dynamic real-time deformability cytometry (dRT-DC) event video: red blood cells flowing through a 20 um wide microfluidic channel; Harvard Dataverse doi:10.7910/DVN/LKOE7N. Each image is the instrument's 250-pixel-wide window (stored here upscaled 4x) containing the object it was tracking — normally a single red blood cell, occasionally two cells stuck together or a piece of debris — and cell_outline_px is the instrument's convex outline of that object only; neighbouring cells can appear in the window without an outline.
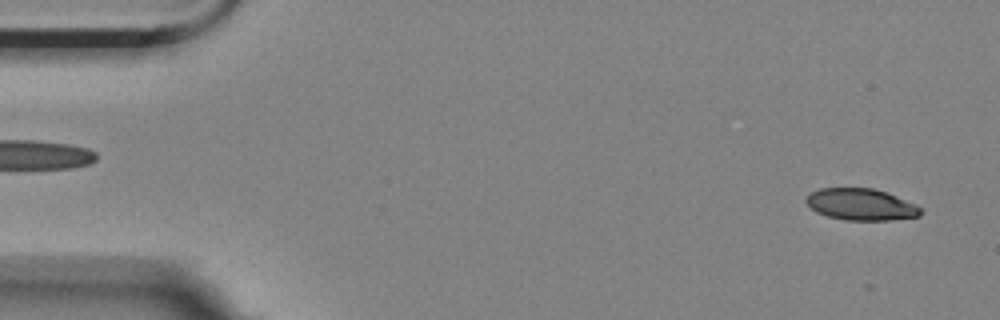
{"species": "Egyptian fruit bat (a non-hibernating species)", "species_latin": "Rousettus aegyptiacus", "temperature_condition": "room temperature", "stored_images_in_passage": 6, "segment_of_instrument_passage": [2, 2], "camera_frame_rate_fps": 3000, "um_per_image_px": 0.085, "animal": {"sex": "female"}, "frame": {"image": 1, "passage_image": 6, "time_ms": 1.667, "image_size_px": [1000, 320], "cell_outline_px": [[920, 216], [888, 220], [848, 220], [828, 216], [816, 212], [804, 200], [812, 192], [820, 188], [872, 188], [896, 196], [916, 204], [920, 208]], "centroid_in_image_um": [73.17, 17.38], "position_along_channel_um": 11.8, "area_um2": 20.81}}